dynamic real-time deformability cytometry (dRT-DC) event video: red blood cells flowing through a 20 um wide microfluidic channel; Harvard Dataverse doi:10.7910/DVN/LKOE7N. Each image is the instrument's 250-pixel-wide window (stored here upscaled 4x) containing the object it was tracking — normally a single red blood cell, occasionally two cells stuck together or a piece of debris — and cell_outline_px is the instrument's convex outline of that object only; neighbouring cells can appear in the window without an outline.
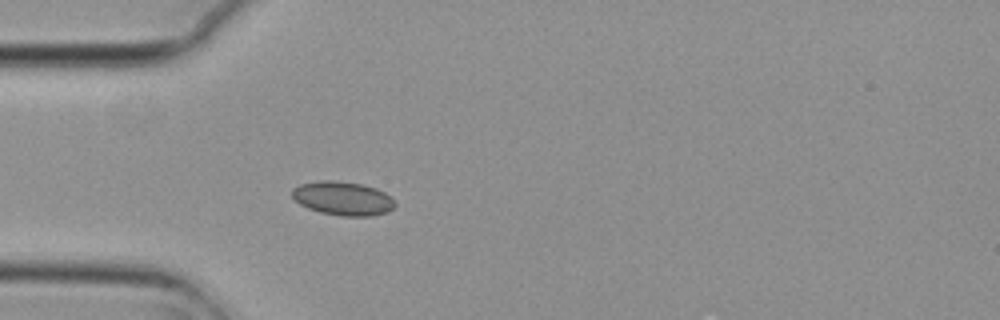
{"species": "common noctule bat (a hibernating species)", "species_latin": "Nyctalus noctula", "temperature_condition": "cold", "stored_images_in_passage": 1, "camera_frame_rate_fps": 3000, "um_per_image_px": 0.085, "animal": {"sex": "female", "body_mass_g": 29.2, "forearm_length_mm": 56.3}, "frame": {"image": 1, "passage_image": 1, "time_ms": 0.0, "image_size_px": [1000, 320], "cell_outline_px": [[396, 204], [388, 212], [372, 216], [340, 216], [320, 212], [308, 208], [300, 204], [292, 196], [292, 188], [300, 184], [320, 180], [336, 180], [360, 184], [376, 188], [392, 196]], "centroid_in_image_um": [29.15, 16.86], "position_along_channel_um": 55.8, "area_um2": 20.4}}